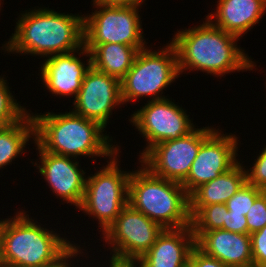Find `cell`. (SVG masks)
Returning <instances> with one entry per match:
<instances>
[{"label": "cell", "mask_w": 266, "mask_h": 267, "mask_svg": "<svg viewBox=\"0 0 266 267\" xmlns=\"http://www.w3.org/2000/svg\"><path fill=\"white\" fill-rule=\"evenodd\" d=\"M257 155L252 167L245 168L246 180L248 184L266 191V145Z\"/></svg>", "instance_id": "484cf974"}, {"label": "cell", "mask_w": 266, "mask_h": 267, "mask_svg": "<svg viewBox=\"0 0 266 267\" xmlns=\"http://www.w3.org/2000/svg\"><path fill=\"white\" fill-rule=\"evenodd\" d=\"M82 250L84 251L85 249H83V247L81 249L80 245L75 243L60 259H58L55 263L45 266V267H71V266L74 267L73 262L75 258H76L77 265H78V262L80 260H78L77 258L78 257L80 258V255L82 257L84 256L82 255L84 253Z\"/></svg>", "instance_id": "f546056e"}, {"label": "cell", "mask_w": 266, "mask_h": 267, "mask_svg": "<svg viewBox=\"0 0 266 267\" xmlns=\"http://www.w3.org/2000/svg\"><path fill=\"white\" fill-rule=\"evenodd\" d=\"M264 192L247 182L225 203L227 210L232 213H243L251 209L254 201Z\"/></svg>", "instance_id": "cb8c5ba5"}, {"label": "cell", "mask_w": 266, "mask_h": 267, "mask_svg": "<svg viewBox=\"0 0 266 267\" xmlns=\"http://www.w3.org/2000/svg\"><path fill=\"white\" fill-rule=\"evenodd\" d=\"M163 230L128 203L116 220L101 233V239L107 244V250L111 249L109 259L136 262L153 246Z\"/></svg>", "instance_id": "9c48e42d"}, {"label": "cell", "mask_w": 266, "mask_h": 267, "mask_svg": "<svg viewBox=\"0 0 266 267\" xmlns=\"http://www.w3.org/2000/svg\"><path fill=\"white\" fill-rule=\"evenodd\" d=\"M72 104L74 113L97 121L106 129L114 108L123 105L120 80L91 66Z\"/></svg>", "instance_id": "5bb4252c"}, {"label": "cell", "mask_w": 266, "mask_h": 267, "mask_svg": "<svg viewBox=\"0 0 266 267\" xmlns=\"http://www.w3.org/2000/svg\"><path fill=\"white\" fill-rule=\"evenodd\" d=\"M193 234L199 250L228 267H240L253 262L251 236L248 234L223 229Z\"/></svg>", "instance_id": "2e32d148"}, {"label": "cell", "mask_w": 266, "mask_h": 267, "mask_svg": "<svg viewBox=\"0 0 266 267\" xmlns=\"http://www.w3.org/2000/svg\"><path fill=\"white\" fill-rule=\"evenodd\" d=\"M182 106L176 104L174 99L147 101L144 106L137 109L128 119L134 129L139 131L146 145L139 152L140 160L154 145L179 139L192 132L196 126L190 115Z\"/></svg>", "instance_id": "30bf717a"}, {"label": "cell", "mask_w": 266, "mask_h": 267, "mask_svg": "<svg viewBox=\"0 0 266 267\" xmlns=\"http://www.w3.org/2000/svg\"><path fill=\"white\" fill-rule=\"evenodd\" d=\"M198 127L184 137L154 145L139 162L157 177L182 183L200 146L216 130L211 126Z\"/></svg>", "instance_id": "8fae6325"}, {"label": "cell", "mask_w": 266, "mask_h": 267, "mask_svg": "<svg viewBox=\"0 0 266 267\" xmlns=\"http://www.w3.org/2000/svg\"><path fill=\"white\" fill-rule=\"evenodd\" d=\"M9 40L1 50L46 58L75 51L84 45V14H66L38 7L21 11Z\"/></svg>", "instance_id": "7a4b0ae2"}, {"label": "cell", "mask_w": 266, "mask_h": 267, "mask_svg": "<svg viewBox=\"0 0 266 267\" xmlns=\"http://www.w3.org/2000/svg\"><path fill=\"white\" fill-rule=\"evenodd\" d=\"M245 164L238 161L231 169L217 178L196 188L189 195L191 219L204 207L225 204L246 182Z\"/></svg>", "instance_id": "d6986e66"}, {"label": "cell", "mask_w": 266, "mask_h": 267, "mask_svg": "<svg viewBox=\"0 0 266 267\" xmlns=\"http://www.w3.org/2000/svg\"><path fill=\"white\" fill-rule=\"evenodd\" d=\"M107 266L109 267H140L137 262L117 261V260H112V259H109Z\"/></svg>", "instance_id": "1f68e13d"}, {"label": "cell", "mask_w": 266, "mask_h": 267, "mask_svg": "<svg viewBox=\"0 0 266 267\" xmlns=\"http://www.w3.org/2000/svg\"><path fill=\"white\" fill-rule=\"evenodd\" d=\"M31 140L35 141V124L30 112L17 123L0 127V169L12 165L17 157L25 154Z\"/></svg>", "instance_id": "44dd1931"}, {"label": "cell", "mask_w": 266, "mask_h": 267, "mask_svg": "<svg viewBox=\"0 0 266 267\" xmlns=\"http://www.w3.org/2000/svg\"><path fill=\"white\" fill-rule=\"evenodd\" d=\"M188 267H228L216 258L204 254L196 246L191 250Z\"/></svg>", "instance_id": "f1b7e54d"}, {"label": "cell", "mask_w": 266, "mask_h": 267, "mask_svg": "<svg viewBox=\"0 0 266 267\" xmlns=\"http://www.w3.org/2000/svg\"><path fill=\"white\" fill-rule=\"evenodd\" d=\"M29 112L35 124V142L44 151L76 159L90 157L94 161L97 157L110 159L120 150L121 146L113 142L100 123L72 110L45 114Z\"/></svg>", "instance_id": "3957f363"}, {"label": "cell", "mask_w": 266, "mask_h": 267, "mask_svg": "<svg viewBox=\"0 0 266 267\" xmlns=\"http://www.w3.org/2000/svg\"><path fill=\"white\" fill-rule=\"evenodd\" d=\"M139 165L130 174L128 203L163 229L191 226L189 195L182 184L157 177Z\"/></svg>", "instance_id": "5b68a950"}, {"label": "cell", "mask_w": 266, "mask_h": 267, "mask_svg": "<svg viewBox=\"0 0 266 267\" xmlns=\"http://www.w3.org/2000/svg\"><path fill=\"white\" fill-rule=\"evenodd\" d=\"M146 0H92V4L105 6H142Z\"/></svg>", "instance_id": "4dcf8cb0"}, {"label": "cell", "mask_w": 266, "mask_h": 267, "mask_svg": "<svg viewBox=\"0 0 266 267\" xmlns=\"http://www.w3.org/2000/svg\"><path fill=\"white\" fill-rule=\"evenodd\" d=\"M32 143H35L39 153L37 156L40 159H36L35 163L31 161L32 165H36L38 173L44 178L46 184L48 183L47 186H50L53 194L62 199L61 202L69 203L78 209L84 197L86 170L81 168L76 158L44 151L35 141Z\"/></svg>", "instance_id": "4fadbf2b"}, {"label": "cell", "mask_w": 266, "mask_h": 267, "mask_svg": "<svg viewBox=\"0 0 266 267\" xmlns=\"http://www.w3.org/2000/svg\"><path fill=\"white\" fill-rule=\"evenodd\" d=\"M225 204H212L204 206L192 219L193 232H206L223 228L225 220Z\"/></svg>", "instance_id": "603a6c76"}, {"label": "cell", "mask_w": 266, "mask_h": 267, "mask_svg": "<svg viewBox=\"0 0 266 267\" xmlns=\"http://www.w3.org/2000/svg\"><path fill=\"white\" fill-rule=\"evenodd\" d=\"M27 212L19 209L14 216L0 220L4 267H45L55 263L75 244L67 236L61 237L35 218H29Z\"/></svg>", "instance_id": "277c9868"}, {"label": "cell", "mask_w": 266, "mask_h": 267, "mask_svg": "<svg viewBox=\"0 0 266 267\" xmlns=\"http://www.w3.org/2000/svg\"><path fill=\"white\" fill-rule=\"evenodd\" d=\"M164 44L156 50L150 46L139 50L131 69L120 80L122 103L135 102L141 98L148 101L163 100V90L180 76L174 45Z\"/></svg>", "instance_id": "8992f818"}, {"label": "cell", "mask_w": 266, "mask_h": 267, "mask_svg": "<svg viewBox=\"0 0 266 267\" xmlns=\"http://www.w3.org/2000/svg\"><path fill=\"white\" fill-rule=\"evenodd\" d=\"M250 236L253 263L266 266V225Z\"/></svg>", "instance_id": "4316f807"}, {"label": "cell", "mask_w": 266, "mask_h": 267, "mask_svg": "<svg viewBox=\"0 0 266 267\" xmlns=\"http://www.w3.org/2000/svg\"><path fill=\"white\" fill-rule=\"evenodd\" d=\"M238 138L232 133L224 134L217 128L202 143L187 178L181 183L188 195L225 173L239 161L236 158L240 150Z\"/></svg>", "instance_id": "7c38bea8"}, {"label": "cell", "mask_w": 266, "mask_h": 267, "mask_svg": "<svg viewBox=\"0 0 266 267\" xmlns=\"http://www.w3.org/2000/svg\"><path fill=\"white\" fill-rule=\"evenodd\" d=\"M203 23L188 29H180L171 43L177 53L179 75L189 70L223 77L240 71L256 70V61L238 46L240 37L225 32L207 18Z\"/></svg>", "instance_id": "6da1fadb"}, {"label": "cell", "mask_w": 266, "mask_h": 267, "mask_svg": "<svg viewBox=\"0 0 266 267\" xmlns=\"http://www.w3.org/2000/svg\"><path fill=\"white\" fill-rule=\"evenodd\" d=\"M77 53V55H76ZM81 56L88 57L83 61ZM41 67L38 71L43 88L45 86L52 96L73 97L75 100L86 72L90 69V52L83 45L81 48L62 54H55L46 57L41 61Z\"/></svg>", "instance_id": "9a60e30c"}, {"label": "cell", "mask_w": 266, "mask_h": 267, "mask_svg": "<svg viewBox=\"0 0 266 267\" xmlns=\"http://www.w3.org/2000/svg\"><path fill=\"white\" fill-rule=\"evenodd\" d=\"M0 76V127L13 125L23 119L28 113L26 107L21 102H17L15 95H12L7 83V77Z\"/></svg>", "instance_id": "7402d4cb"}, {"label": "cell", "mask_w": 266, "mask_h": 267, "mask_svg": "<svg viewBox=\"0 0 266 267\" xmlns=\"http://www.w3.org/2000/svg\"><path fill=\"white\" fill-rule=\"evenodd\" d=\"M240 267H263V265H260V264H256V263H250V264H246V265H243V266H240Z\"/></svg>", "instance_id": "d6a6232c"}, {"label": "cell", "mask_w": 266, "mask_h": 267, "mask_svg": "<svg viewBox=\"0 0 266 267\" xmlns=\"http://www.w3.org/2000/svg\"><path fill=\"white\" fill-rule=\"evenodd\" d=\"M195 236L191 226L164 229L153 246L136 262L140 267H188Z\"/></svg>", "instance_id": "e0dca14e"}, {"label": "cell", "mask_w": 266, "mask_h": 267, "mask_svg": "<svg viewBox=\"0 0 266 267\" xmlns=\"http://www.w3.org/2000/svg\"><path fill=\"white\" fill-rule=\"evenodd\" d=\"M247 217L243 213H232L225 211V220L223 221V230L248 234Z\"/></svg>", "instance_id": "83f0119b"}, {"label": "cell", "mask_w": 266, "mask_h": 267, "mask_svg": "<svg viewBox=\"0 0 266 267\" xmlns=\"http://www.w3.org/2000/svg\"><path fill=\"white\" fill-rule=\"evenodd\" d=\"M216 11L206 18L225 32L242 37L260 23L266 13V0H218Z\"/></svg>", "instance_id": "ac0fdd59"}, {"label": "cell", "mask_w": 266, "mask_h": 267, "mask_svg": "<svg viewBox=\"0 0 266 267\" xmlns=\"http://www.w3.org/2000/svg\"><path fill=\"white\" fill-rule=\"evenodd\" d=\"M246 217L248 235L261 230L266 225V191L254 201Z\"/></svg>", "instance_id": "d4e9b609"}, {"label": "cell", "mask_w": 266, "mask_h": 267, "mask_svg": "<svg viewBox=\"0 0 266 267\" xmlns=\"http://www.w3.org/2000/svg\"><path fill=\"white\" fill-rule=\"evenodd\" d=\"M139 50L119 43L97 45L91 52L94 69L121 80L131 69Z\"/></svg>", "instance_id": "ffe728a7"}, {"label": "cell", "mask_w": 266, "mask_h": 267, "mask_svg": "<svg viewBox=\"0 0 266 267\" xmlns=\"http://www.w3.org/2000/svg\"><path fill=\"white\" fill-rule=\"evenodd\" d=\"M121 151H117L107 165L86 177L82 203L78 210L97 220L99 232H104L128 204L131 171L120 167ZM119 166V167H118ZM100 227V228H99Z\"/></svg>", "instance_id": "52a82bcc"}, {"label": "cell", "mask_w": 266, "mask_h": 267, "mask_svg": "<svg viewBox=\"0 0 266 267\" xmlns=\"http://www.w3.org/2000/svg\"><path fill=\"white\" fill-rule=\"evenodd\" d=\"M92 5L97 10L84 15V46L89 52L106 43L125 44L138 50L147 47L139 14L142 6Z\"/></svg>", "instance_id": "ba28073f"}]
</instances>
